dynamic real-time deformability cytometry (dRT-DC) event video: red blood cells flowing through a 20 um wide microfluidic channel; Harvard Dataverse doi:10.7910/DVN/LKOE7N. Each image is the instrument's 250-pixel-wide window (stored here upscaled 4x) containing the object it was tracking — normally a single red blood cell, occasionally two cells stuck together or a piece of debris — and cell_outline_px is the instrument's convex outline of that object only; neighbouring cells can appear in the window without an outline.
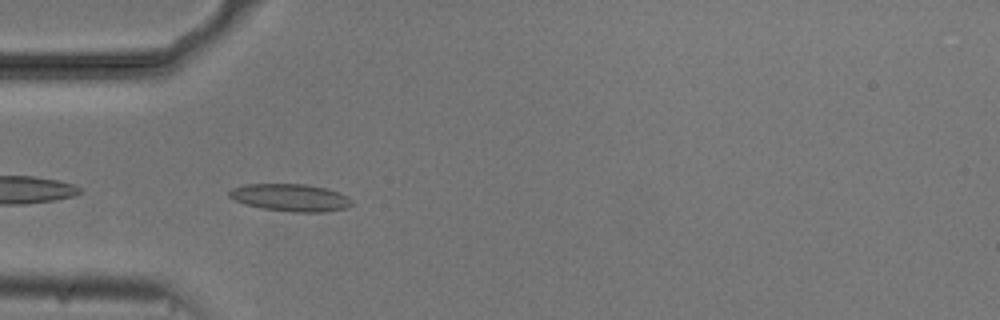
{"species": "common noctule bat (a hibernating species)", "species_latin": "Nyctalus noctula", "temperature_condition": "cold", "stored_images_in_passage": 40, "camera_frame_rate_fps": 3000, "um_per_image_px": 0.085, "animal": {"sex": "male", "body_mass_g": 20.5, "forearm_length_mm": 52.5}, "frame": {"image": 1, "passage_image": 2, "time_ms": 0.333, "image_size_px": [1000, 320], "cell_outline_px": [[352, 204], [348, 208], [324, 212], [292, 212], [264, 208], [244, 204], [232, 200], [228, 196], [228, 192], [232, 188], [244, 184], [304, 184], [324, 188], [348, 196], [352, 200]], "centroid_in_image_um": [24.66, 16.8], "position_along_channel_um": 60.3, "area_um2": 19.59}}
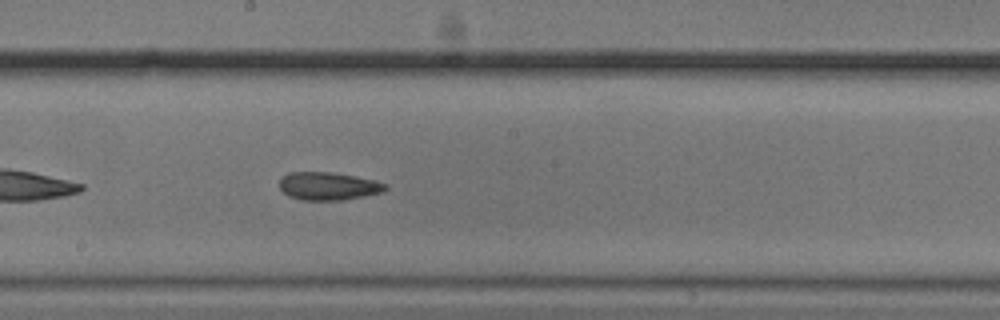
{"frame": {"image": 2, "passage_image": 15, "time_ms": 4.667, "image_size_px": [1000, 320], "cell_outline_px": [[388, 188], [384, 192], [364, 196], [340, 200], [300, 200], [288, 196], [280, 188], [280, 180], [288, 172], [332, 172], [372, 180], [388, 184]], "centroid_in_image_um": [27.9, 15.82], "position_along_channel_um": 220.3, "area_um2": 17.17}}
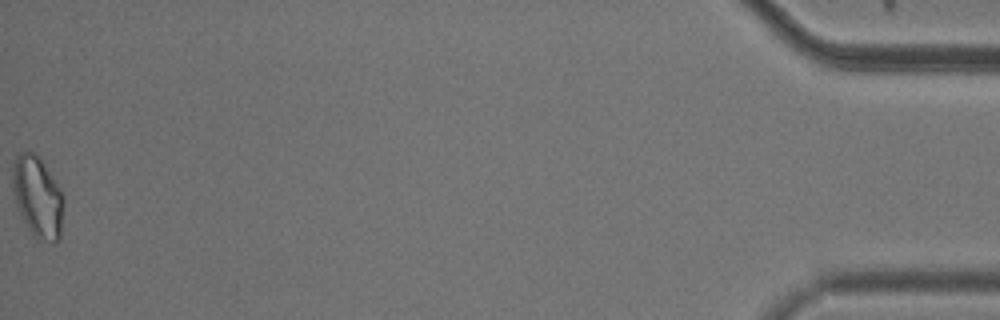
{"frame": {"image": 3, "passage_image": 40, "time_ms": 13.0, "image_size_px": [1000, 320], "cell_outline_px": [[64, 204], [60, 240], [56, 244], [52, 244], [36, 240], [32, 236], [16, 204], [12, 184], [12, 164], [16, 156], [24, 148], [28, 148], [36, 152], [40, 156], [60, 188], [64, 196]], "centroid_in_image_um": [3.21, 16.72], "position_along_channel_um": 432.0, "area_um2": 25.14}, "authors_computed_cell_mechanics": {"area_um2": 17.6001, "velocity_mm_per_s": 3.737, "shape_relaxation_time_tau1_ms": 4.0692, "shape_relaxation_time_tau2_ms": 2.4267, "deformation_change_tau1": 0.1011, "deformation_change_tau2": 0.0825}}